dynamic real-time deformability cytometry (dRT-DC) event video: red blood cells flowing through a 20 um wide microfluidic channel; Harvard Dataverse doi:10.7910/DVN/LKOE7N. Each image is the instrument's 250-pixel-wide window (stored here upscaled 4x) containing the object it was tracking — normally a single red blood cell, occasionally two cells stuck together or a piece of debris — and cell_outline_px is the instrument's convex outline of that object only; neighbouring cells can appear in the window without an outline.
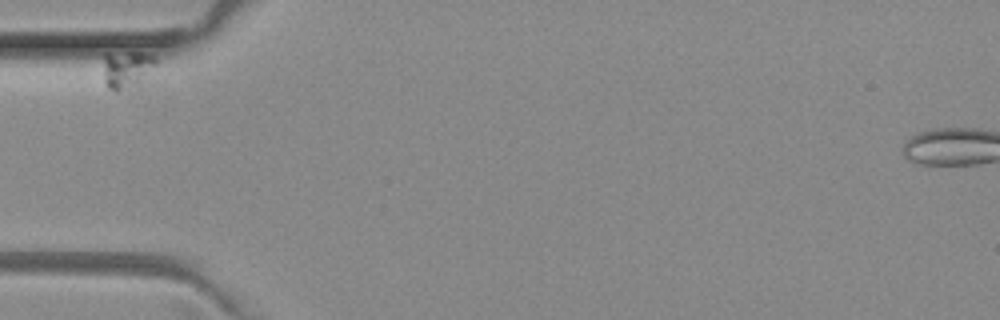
{"species": "common noctule bat (a hibernating species)", "species_latin": "Nyctalus noctula", "temperature_condition": "room temperature", "stored_images_in_passage": 4, "camera_frame_rate_fps": 3000, "um_per_image_px": 0.085, "animal": {"sex": "female", "body_mass_g": 29.2, "forearm_length_mm": 56.3}, "frame": {"image": 1, "passage_image": 1, "time_ms": 0.0, "image_size_px": [1000, 320], "cell_outline_px": [[156, 64], [136, 84], [116, 92], [108, 88], [104, 84], [104, 52], [140, 52], [156, 56]], "centroid_in_image_um": [10.72, 5.84], "position_along_channel_um": 74.3, "area_um2": 11.33}}
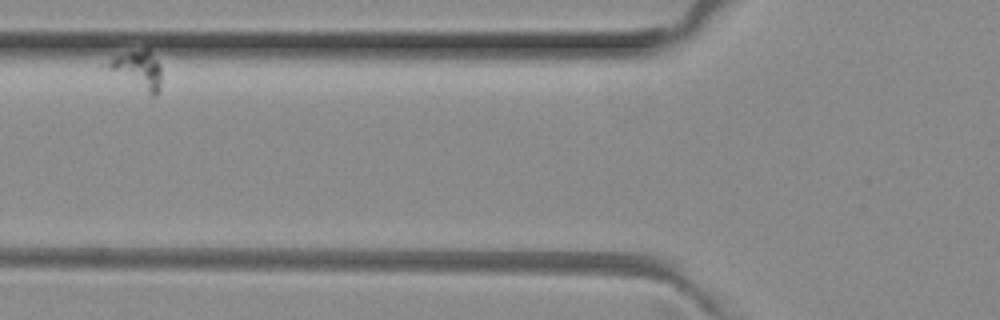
{"frame": {"image": 2, "passage_image": 3, "time_ms": 0.667, "image_size_px": [1000, 320], "cell_outline_px": [[160, 92], [156, 96], [152, 96], [108, 68], [108, 64], [116, 56], [144, 48], [148, 48], [160, 64]], "centroid_in_image_um": [11.81, 5.94], "position_along_channel_um": 114.0, "area_um2": 11.33}}